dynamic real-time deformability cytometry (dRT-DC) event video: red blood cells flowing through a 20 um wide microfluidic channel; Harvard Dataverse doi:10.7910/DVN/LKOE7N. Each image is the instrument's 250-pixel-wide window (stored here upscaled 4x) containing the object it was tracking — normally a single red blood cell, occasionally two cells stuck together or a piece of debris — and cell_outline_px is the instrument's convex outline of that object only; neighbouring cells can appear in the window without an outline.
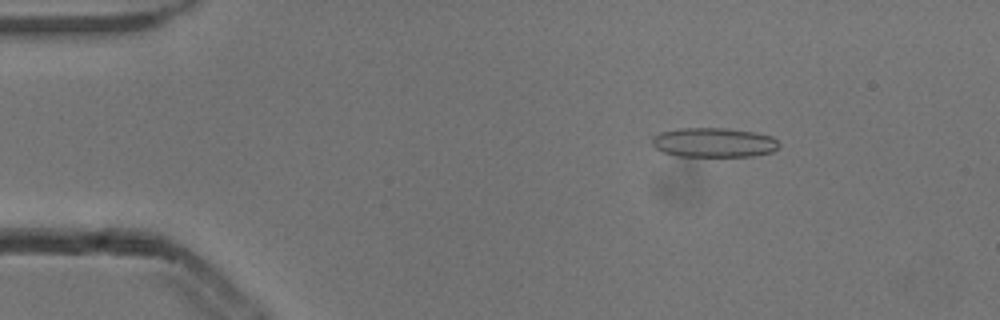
{"species": "common noctule bat (a hibernating species)", "species_latin": "Nyctalus noctula", "temperature_condition": "cold", "stored_images_in_passage": 4, "camera_frame_rate_fps": 3000, "um_per_image_px": 0.085, "animal": {"sex": "male", "body_mass_g": 13.3}, "frame": {"image": 1, "passage_image": 3, "time_ms": 0.667, "image_size_px": [1000, 320], "cell_outline_px": [[780, 148], [772, 152], [756, 156], [676, 156], [664, 152], [656, 148], [652, 144], [652, 136], [660, 132], [680, 128], [724, 128], [756, 132], [772, 136], [780, 144]], "centroid_in_image_um": [60.7, 12.11], "position_along_channel_um": 24.3, "area_um2": 22.02}}